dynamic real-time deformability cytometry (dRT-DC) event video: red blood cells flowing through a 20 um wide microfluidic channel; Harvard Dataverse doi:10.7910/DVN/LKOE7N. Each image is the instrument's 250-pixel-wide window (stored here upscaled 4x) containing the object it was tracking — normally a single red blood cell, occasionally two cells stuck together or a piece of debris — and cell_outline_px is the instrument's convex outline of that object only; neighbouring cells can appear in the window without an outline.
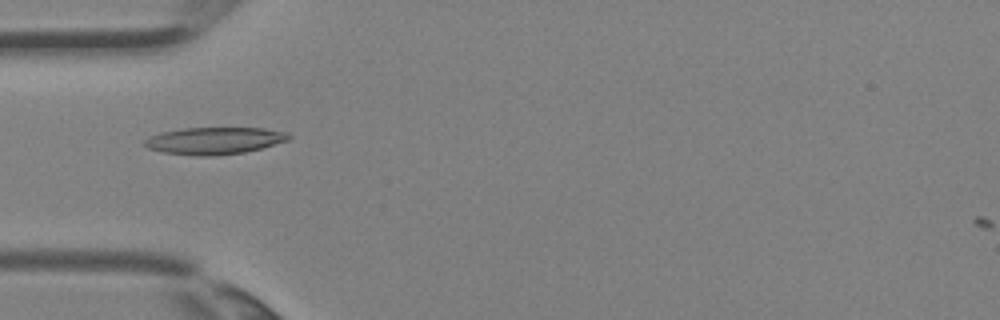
{"species": "Egyptian fruit bat (a non-hibernating species)", "species_latin": "Rousettus aegyptiacus", "temperature_condition": "room temperature", "stored_images_in_passage": 4, "camera_frame_rate_fps": 3000, "um_per_image_px": 0.085, "animal": {"sex": "female"}, "frame": {"image": 1, "passage_image": 4, "time_ms": 1.0, "image_size_px": [1000, 320], "cell_outline_px": [[292, 136], [288, 140], [260, 148], [244, 152], [216, 156], [196, 156], [164, 152], [148, 148], [144, 144], [144, 140], [148, 136], [160, 132], [184, 128], [264, 128], [288, 132]], "centroid_in_image_um": [18.21, 11.95], "position_along_channel_um": 66.8, "area_um2": 22.77}}